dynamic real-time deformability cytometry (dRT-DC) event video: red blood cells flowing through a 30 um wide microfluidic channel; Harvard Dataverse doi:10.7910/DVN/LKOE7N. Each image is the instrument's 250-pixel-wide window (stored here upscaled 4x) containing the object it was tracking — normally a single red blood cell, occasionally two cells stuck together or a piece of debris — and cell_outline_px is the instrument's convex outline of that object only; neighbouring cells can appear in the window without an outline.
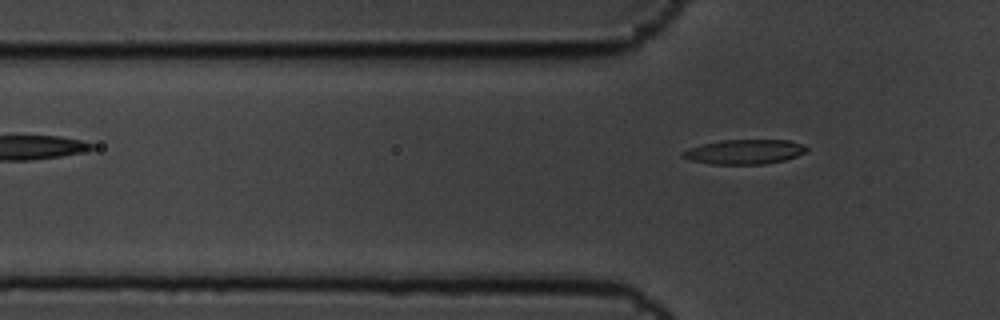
{"species": "common noctule bat (a hibernating species)", "species_latin": "Nyctalus noctula", "temperature_condition": "cold", "stored_images_in_passage": 4, "camera_frame_rate_fps": 3000, "um_per_image_px": 0.085, "animal": {"sex": "male", "body_mass_g": 19.5, "forearm_length_mm": 54.6}, "frame": {"image": 1, "passage_image": 4, "time_ms": 1.0, "image_size_px": [1000, 320], "cell_outline_px": [[808, 148], [804, 152], [796, 156], [784, 160], [764, 164], [712, 164], [692, 160], [680, 156], [680, 152], [688, 148], [704, 144], [724, 140], [788, 140], [804, 144]], "centroid_in_image_um": [63.27, 12.9], "position_along_channel_um": 62.5, "area_um2": 17.63}}